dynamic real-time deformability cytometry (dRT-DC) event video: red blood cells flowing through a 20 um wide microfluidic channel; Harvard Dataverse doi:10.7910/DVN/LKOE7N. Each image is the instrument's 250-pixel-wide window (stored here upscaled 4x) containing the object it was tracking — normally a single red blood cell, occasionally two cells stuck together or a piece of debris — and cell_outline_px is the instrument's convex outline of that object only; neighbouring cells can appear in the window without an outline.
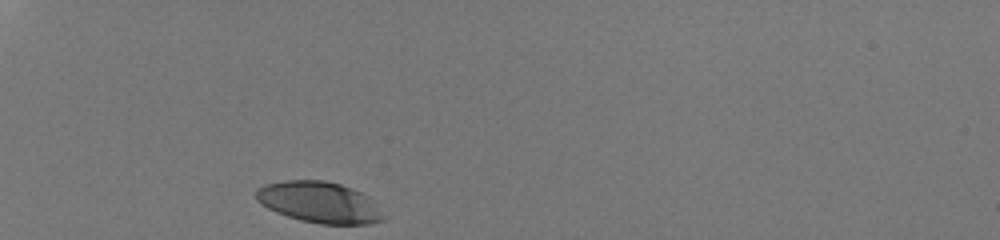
{"species": "human", "species_latin": "Homo sapiens", "temperature_condition": "room temperature", "stored_images_in_passage": 28, "camera_frame_rate_fps": 3000, "um_per_image_px": 0.085, "donor": {"sex": "male"}, "frame": {"image": 1, "passage_image": 1, "time_ms": 0.0, "image_size_px": [1000, 240], "cell_outline_px": [[388, 216], [384, 220], [368, 224], [320, 224], [300, 220], [276, 212], [268, 208], [256, 200], [256, 188], [264, 184], [284, 180], [324, 180], [340, 184], [352, 188], [368, 196]], "centroid_in_image_um": [27.17, 17.2], "position_along_channel_um": 57.8, "area_um2": 30.81}}
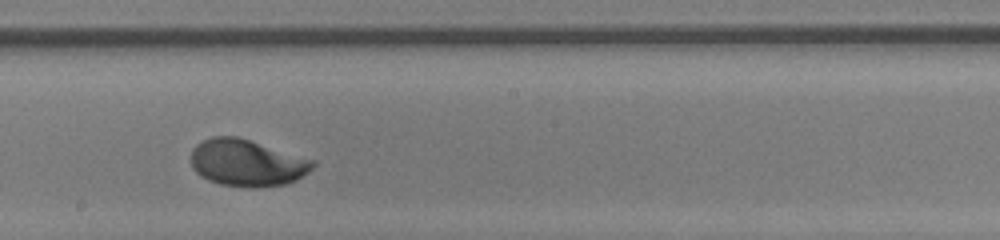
{"frame": {"image": 2, "passage_image": 16, "time_ms": 5.0, "image_size_px": [1000, 240], "cell_outline_px": [[316, 164], [308, 172], [296, 180], [288, 184], [256, 188], [252, 188], [220, 184], [208, 180], [200, 176], [192, 168], [192, 148], [196, 144], [212, 136], [236, 136], [316, 160]], "centroid_in_image_um": [21.0, 13.85], "position_along_channel_um": 227.2, "area_um2": 33.41}}
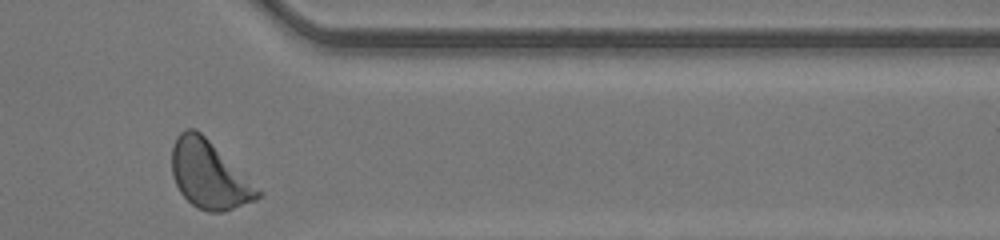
{"frame": {"image": 3, "passage_image": 28, "time_ms": 9.0, "image_size_px": [1000, 240], "cell_outline_px": [[264, 192], [256, 200], [224, 212], [208, 212], [196, 208], [180, 192], [172, 176], [172, 148], [176, 136], [184, 128], [196, 128]], "centroid_in_image_um": [17.78, 14.86], "position_along_channel_um": 393.6, "area_um2": 33.99}, "authors_computed_cell_mechanics": {"area_um2": 32.6859, "velocity_mm_per_s": 4.2034, "shape_relaxation_time_tau1_ms": 2.3613, "shape_relaxation_time_tau2_ms": null, "deformation_change_tau1": 0.1754, "deformation_change_tau2": null}}